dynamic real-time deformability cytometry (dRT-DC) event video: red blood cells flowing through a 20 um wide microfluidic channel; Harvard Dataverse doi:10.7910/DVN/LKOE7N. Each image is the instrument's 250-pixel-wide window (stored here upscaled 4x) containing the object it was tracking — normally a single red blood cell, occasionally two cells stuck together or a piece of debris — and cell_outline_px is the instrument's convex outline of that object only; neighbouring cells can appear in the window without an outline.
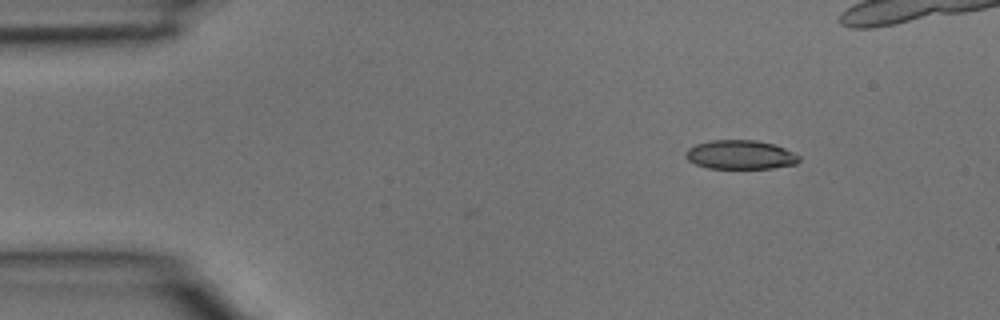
{"species": "common noctule bat (a hibernating species)", "species_latin": "Nyctalus noctula", "temperature_condition": "room temperature", "stored_images_in_passage": 2, "camera_frame_rate_fps": 3000, "um_per_image_px": 0.085, "animal": {"sex": "male", "body_mass_g": 15.6}, "frame": {"image": 1, "passage_image": 2, "time_ms": 0.333, "image_size_px": [1000, 320], "cell_outline_px": [[800, 160], [796, 164], [772, 168], [708, 168], [696, 164], [688, 160], [684, 156], [684, 152], [688, 148], [696, 144], [712, 140], [756, 140], [772, 144], [784, 148], [800, 156]], "centroid_in_image_um": [62.91, 13.15], "position_along_channel_um": 22.1, "area_um2": 19.13}}